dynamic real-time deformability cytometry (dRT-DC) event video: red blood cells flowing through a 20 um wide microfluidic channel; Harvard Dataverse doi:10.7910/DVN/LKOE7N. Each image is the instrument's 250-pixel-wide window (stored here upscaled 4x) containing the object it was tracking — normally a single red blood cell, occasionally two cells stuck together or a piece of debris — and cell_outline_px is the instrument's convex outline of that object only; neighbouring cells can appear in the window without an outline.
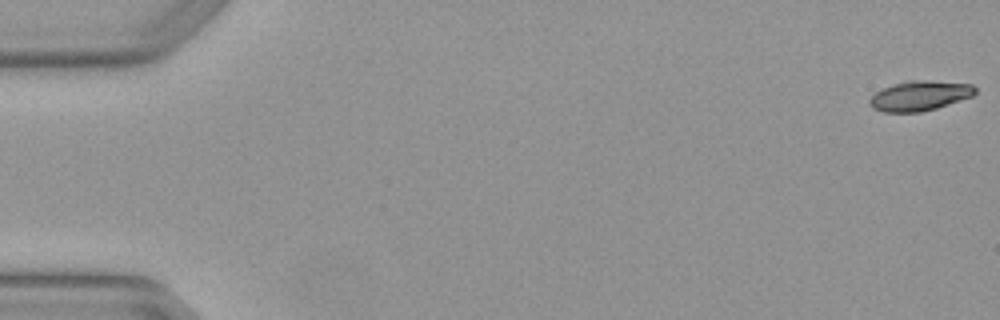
{"species": "Egyptian fruit bat (a non-hibernating species)", "species_latin": "Rousettus aegyptiacus", "temperature_condition": "warm", "stored_images_in_passage": 5, "camera_frame_rate_fps": 3000, "um_per_image_px": 0.085, "animal": {"sex": "female"}, "frame": {"image": 1, "passage_image": 1, "time_ms": 0.0, "image_size_px": [1000, 320], "cell_outline_px": [[976, 92], [972, 96], [936, 108], [920, 112], [884, 112], [872, 108], [868, 104], [868, 100], [876, 92], [892, 84], [908, 80], [928, 80], [972, 84], [976, 88]], "centroid_in_image_um": [78.15, 8.13], "position_along_channel_um": 6.8, "area_um2": 18.38}}
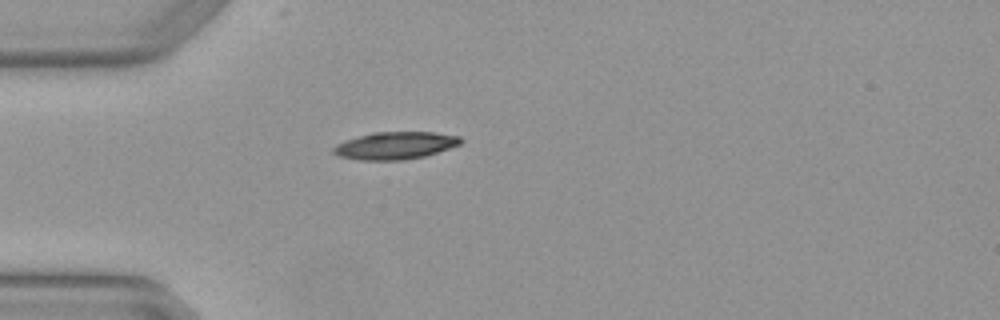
{"frame": {"image": 2, "passage_image": 5, "time_ms": 1.333, "image_size_px": [1000, 320], "cell_outline_px": [[464, 140], [460, 144], [424, 156], [400, 160], [360, 160], [340, 156], [332, 152], [332, 148], [336, 144], [344, 140], [372, 132], [432, 132], [460, 136]], "centroid_in_image_um": [33.56, 12.36], "position_along_channel_um": 51.4, "area_um2": 20.23}}